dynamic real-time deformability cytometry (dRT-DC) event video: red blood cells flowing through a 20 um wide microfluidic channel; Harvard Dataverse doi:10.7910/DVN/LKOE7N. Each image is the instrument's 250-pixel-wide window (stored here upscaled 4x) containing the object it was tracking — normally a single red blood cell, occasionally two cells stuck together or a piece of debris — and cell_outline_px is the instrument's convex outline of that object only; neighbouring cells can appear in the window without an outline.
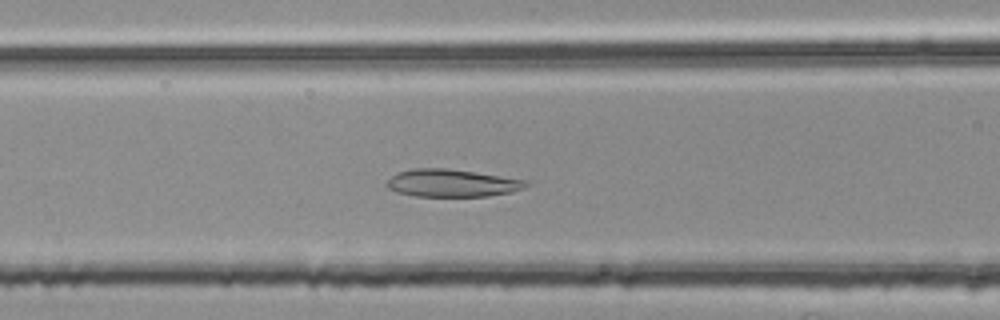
{"species": "common noctule bat (a hibernating species)", "species_latin": "Nyctalus noctula", "temperature_condition": "room temperature", "stored_images_in_passage": 50, "camera_frame_rate_fps": 3000, "um_per_image_px": 0.085, "animal": {"sex": "female", "body_mass_g": 25.1}, "frame": {"image": 1, "passage_image": 21, "time_ms": 6.667, "image_size_px": [1000, 320], "cell_outline_px": [[528, 184], [524, 188], [508, 192], [488, 196], [416, 196], [396, 192], [388, 188], [384, 184], [396, 172], [412, 168], [444, 168], [528, 180]], "centroid_in_image_um": [38.35, 15.56], "position_along_channel_um": 128.2, "area_um2": 22.2}}
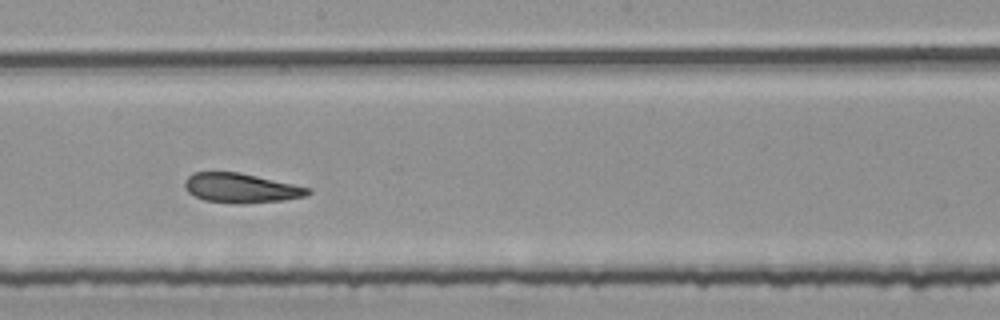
{"frame": {"image": 2, "passage_image": 29, "time_ms": 9.333, "image_size_px": [1000, 320], "cell_outline_px": [[312, 192], [304, 196], [284, 200], [236, 204], [204, 200], [188, 192], [184, 188], [184, 180], [192, 172], [240, 172], [312, 188]], "centroid_in_image_um": [20.47, 15.97], "position_along_channel_um": 227.7, "area_um2": 21.27}}
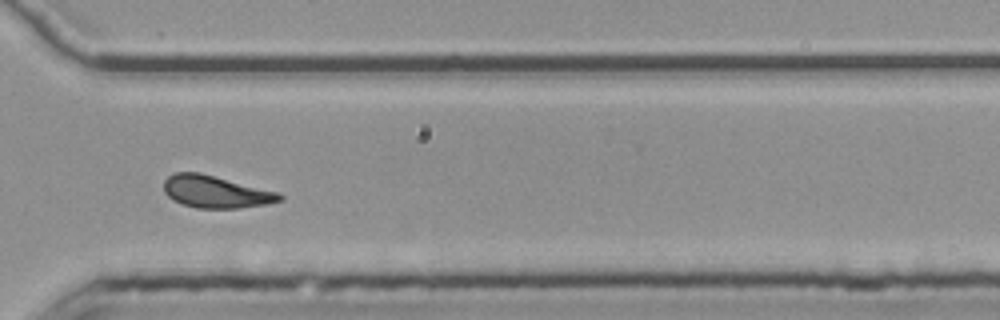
{"frame": {"image": 3, "passage_image": 39, "time_ms": 12.667, "image_size_px": [1000, 320], "cell_outline_px": [[284, 200], [268, 204], [236, 208], [196, 208], [172, 200], [164, 192], [164, 180], [168, 176], [176, 172], [200, 172], [280, 192], [284, 196]], "centroid_in_image_um": [18.37, 16.3], "position_along_channel_um": 352.2, "area_um2": 21.96}, "authors_computed_cell_mechanics": {"area_um2": 22.0507, "velocity_mm_per_s": 3.7388, "shape_relaxation_time_tau1_ms": 9.4381, "shape_relaxation_time_tau2_ms": 1.8569, "deformation_change_tau1": 0.1855, "deformation_change_tau2": 0.1006}}